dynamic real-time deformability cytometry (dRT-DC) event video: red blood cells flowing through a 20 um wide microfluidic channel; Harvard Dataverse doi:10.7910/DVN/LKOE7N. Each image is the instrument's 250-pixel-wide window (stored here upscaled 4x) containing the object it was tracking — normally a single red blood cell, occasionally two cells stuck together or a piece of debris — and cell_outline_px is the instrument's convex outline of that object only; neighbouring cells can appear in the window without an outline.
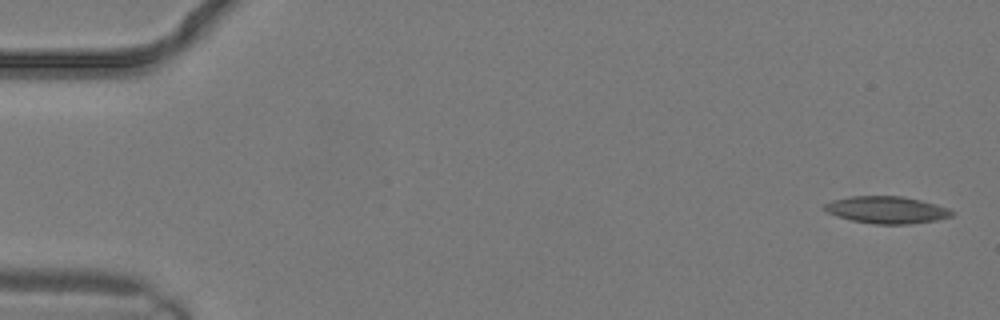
{"species": "common noctule bat (a hibernating species)", "species_latin": "Nyctalus noctula", "temperature_condition": "warm", "stored_images_in_passage": 10, "camera_frame_rate_fps": 3000, "um_per_image_px": 0.085, "animal": {"sex": "male", "body_mass_g": 19.2, "forearm_length_mm": 51.8}, "frame": {"image": 1, "passage_image": 1, "time_ms": 0.0, "image_size_px": [1000, 320], "cell_outline_px": [[956, 212], [952, 216], [936, 220], [912, 224], [876, 224], [852, 220], [836, 216], [828, 212], [824, 208], [824, 204], [832, 200], [852, 196], [904, 196], [936, 204], [948, 208]], "centroid_in_image_um": [75.4, 17.84], "position_along_channel_um": 9.6, "area_um2": 20.11}}
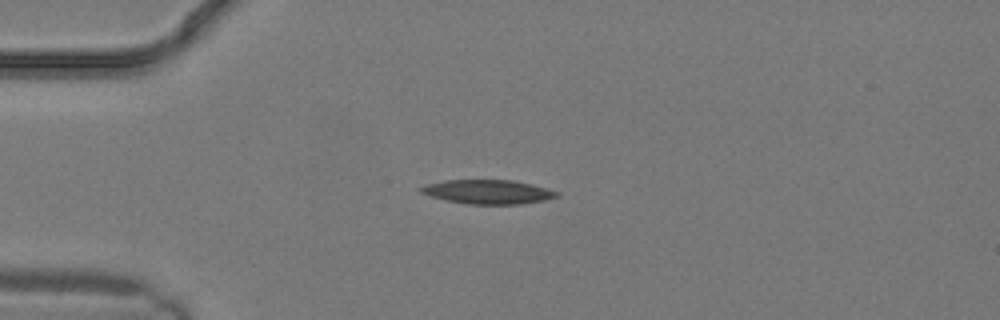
{"frame": {"image": 2, "passage_image": 7, "time_ms": 2.0, "image_size_px": [1000, 320], "cell_outline_px": [[560, 196], [544, 200], [520, 204], [468, 204], [448, 200], [432, 196], [420, 192], [416, 188], [424, 184], [444, 180], [512, 180], [532, 184], [548, 188], [556, 192]], "centroid_in_image_um": [41.44, 16.29], "position_along_channel_um": 43.6, "area_um2": 19.07}}
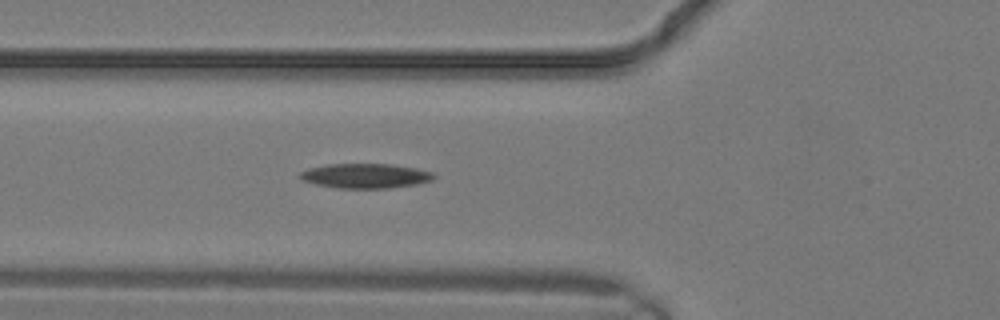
{"frame": {"image": 3, "passage_image": 10, "time_ms": 3.0, "image_size_px": [1000, 320], "cell_outline_px": [[436, 176], [432, 180], [416, 184], [388, 188], [336, 188], [316, 184], [300, 180], [296, 176], [300, 172], [308, 168], [328, 164], [392, 164], [416, 168], [432, 172]], "centroid_in_image_um": [31.01, 14.94], "position_along_channel_um": 94.8, "area_um2": 19.36}}